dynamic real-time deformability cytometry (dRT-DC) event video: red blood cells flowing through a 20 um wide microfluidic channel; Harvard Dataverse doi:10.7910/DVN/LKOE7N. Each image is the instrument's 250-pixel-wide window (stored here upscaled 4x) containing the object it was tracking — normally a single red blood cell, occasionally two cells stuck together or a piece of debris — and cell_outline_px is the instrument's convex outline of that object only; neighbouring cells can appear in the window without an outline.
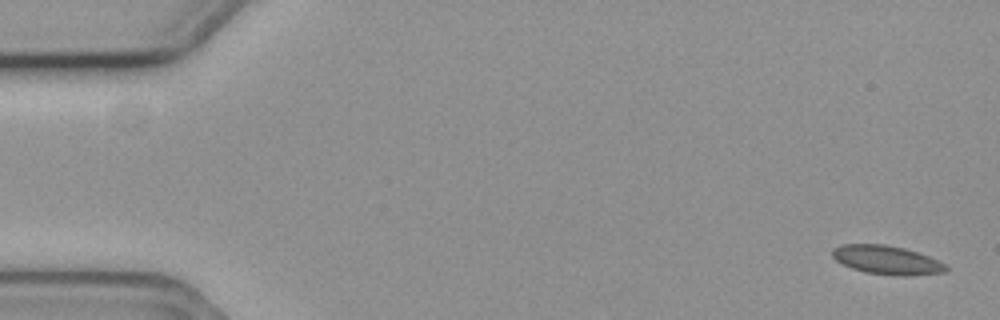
{"species": "common noctule bat (a hibernating species)", "species_latin": "Nyctalus noctula", "temperature_condition": "cold", "stored_images_in_passage": 3, "camera_frame_rate_fps": 3000, "um_per_image_px": 0.085, "animal": {"sex": "female", "body_mass_g": 19.3, "forearm_length_mm": 54.1}, "frame": {"image": 1, "passage_image": 1, "time_ms": 0.0, "image_size_px": [1000, 320], "cell_outline_px": [[948, 272], [904, 276], [900, 276], [864, 272], [852, 268], [836, 260], [832, 256], [832, 248], [840, 244], [884, 244], [904, 248], [928, 256], [944, 264], [948, 268]], "centroid_in_image_um": [75.36, 22.1], "position_along_channel_um": 9.6, "area_um2": 18.96}}